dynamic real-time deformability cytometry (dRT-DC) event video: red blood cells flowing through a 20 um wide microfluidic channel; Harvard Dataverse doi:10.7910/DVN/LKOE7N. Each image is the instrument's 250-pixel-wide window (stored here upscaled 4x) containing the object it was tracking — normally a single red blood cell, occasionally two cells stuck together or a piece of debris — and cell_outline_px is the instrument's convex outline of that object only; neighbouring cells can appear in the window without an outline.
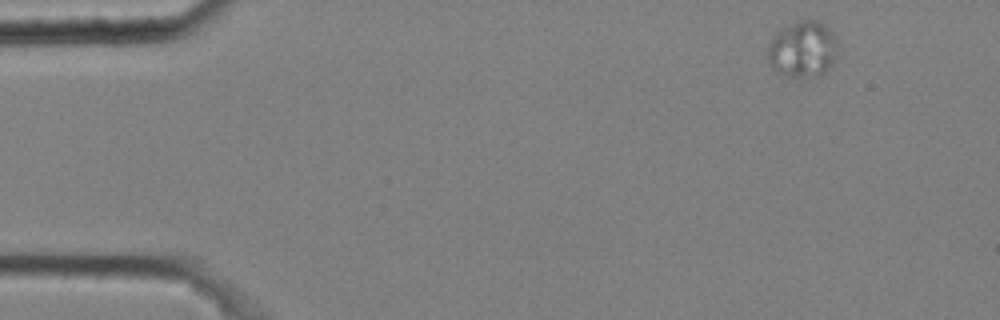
{"species": "common noctule bat (a hibernating species)", "species_latin": "Nyctalus noctula", "temperature_condition": "cold", "stored_images_in_passage": 46, "camera_frame_rate_fps": 3000, "um_per_image_px": 0.085, "animal": {"sex": "male", "body_mass_g": 20.4}, "frame": {"image": 1, "passage_image": 1, "time_ms": 0.0, "image_size_px": [1000, 320], "cell_outline_px": [[840, 44], [836, 60], [824, 72], [816, 76], [792, 76], [776, 72], [772, 68], [768, 60], [768, 44], [776, 32], [788, 24], [800, 20], [816, 20], [824, 24], [836, 36]], "centroid_in_image_um": [68.27, 4.16], "position_along_channel_um": 16.7, "area_um2": 23.24}}
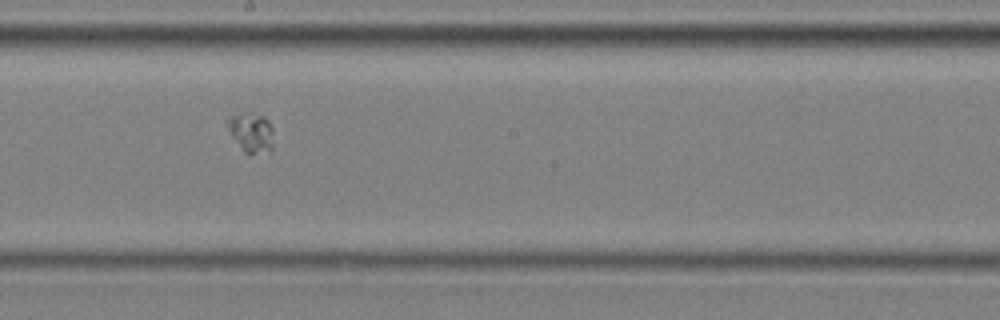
{"frame": {"image": 2, "passage_image": 27, "time_ms": 8.667, "image_size_px": [1000, 320], "cell_outline_px": [[272, 152], [248, 156], [244, 152], [232, 136], [228, 128], [228, 116], [248, 112], [264, 116], [268, 120], [272, 128]], "centroid_in_image_um": [21.37, 11.3], "position_along_channel_um": 226.8, "area_um2": 10.81}}
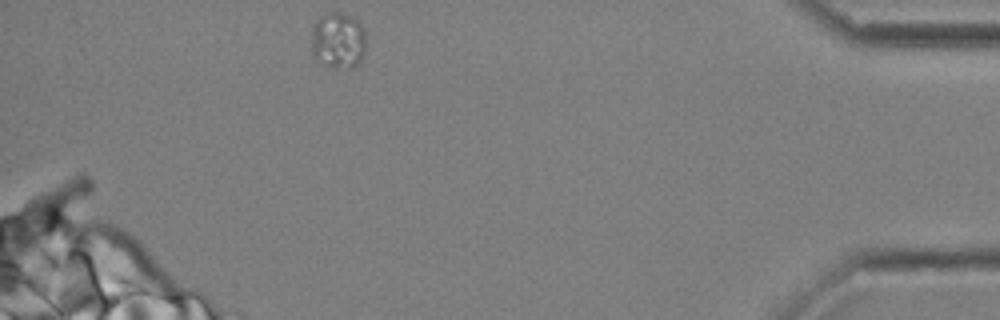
{"frame": {"image": 3, "passage_image": 46, "time_ms": 15.0, "image_size_px": [1000, 320], "cell_outline_px": [[364, 56], [352, 68], [332, 68], [312, 56], [308, 48], [312, 24], [320, 16], [328, 12], [340, 12], [352, 16], [364, 28]], "centroid_in_image_um": [28.66, 3.43], "position_along_channel_um": 406.5, "area_um2": 18.5}}